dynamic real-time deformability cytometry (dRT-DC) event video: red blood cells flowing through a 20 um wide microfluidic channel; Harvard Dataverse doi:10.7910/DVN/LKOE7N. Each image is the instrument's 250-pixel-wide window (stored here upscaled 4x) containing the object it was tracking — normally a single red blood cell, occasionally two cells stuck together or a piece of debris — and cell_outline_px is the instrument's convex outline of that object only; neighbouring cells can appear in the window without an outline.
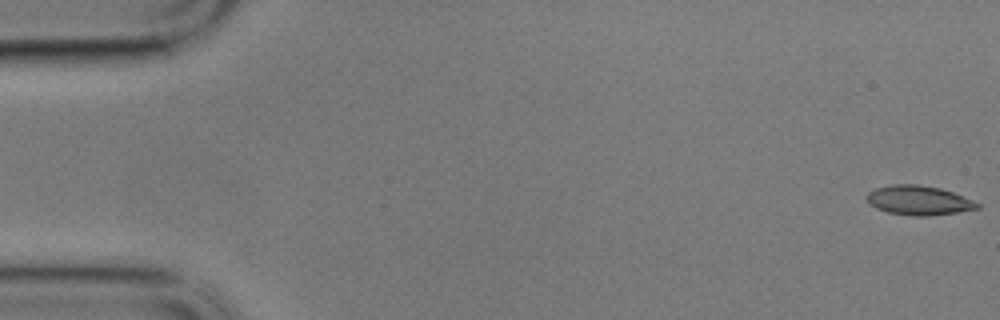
{"species": "common noctule bat (a hibernating species)", "species_latin": "Nyctalus noctula", "temperature_condition": "cold", "stored_images_in_passage": 59, "camera_frame_rate_fps": 3000, "um_per_image_px": 0.085, "animal": {"sex": "male", "body_mass_g": 17.9}, "frame": {"image": 1, "passage_image": 1, "time_ms": 0.0, "image_size_px": [1000, 320], "cell_outline_px": [[980, 208], [956, 212], [928, 216], [912, 216], [888, 212], [876, 208], [868, 204], [864, 196], [868, 192], [876, 188], [892, 184], [916, 184], [940, 188], [952, 192], [972, 200], [980, 204]], "centroid_in_image_um": [78.03, 17.03], "position_along_channel_um": 7.0, "area_um2": 18.96}}
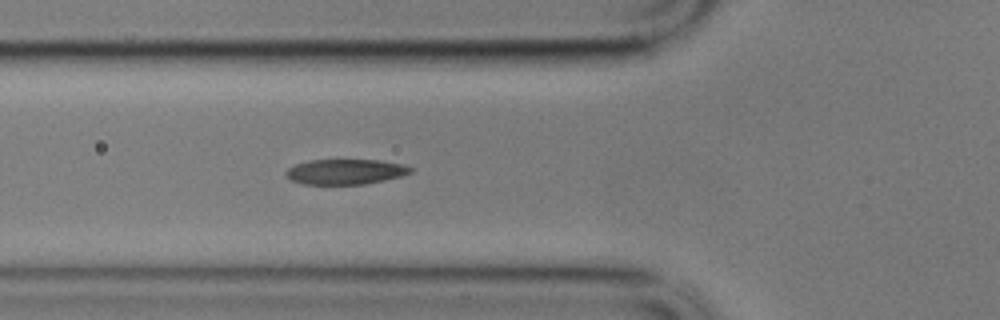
{"frame": {"image": 2, "passage_image": 21, "time_ms": 6.667, "image_size_px": [1000, 320], "cell_outline_px": [[416, 168], [412, 172], [400, 176], [384, 180], [364, 184], [304, 184], [292, 180], [284, 172], [288, 168], [296, 164], [308, 160], [380, 160], [404, 164]], "centroid_in_image_um": [29.41, 14.59], "position_along_channel_um": 96.4, "area_um2": 18.32}}
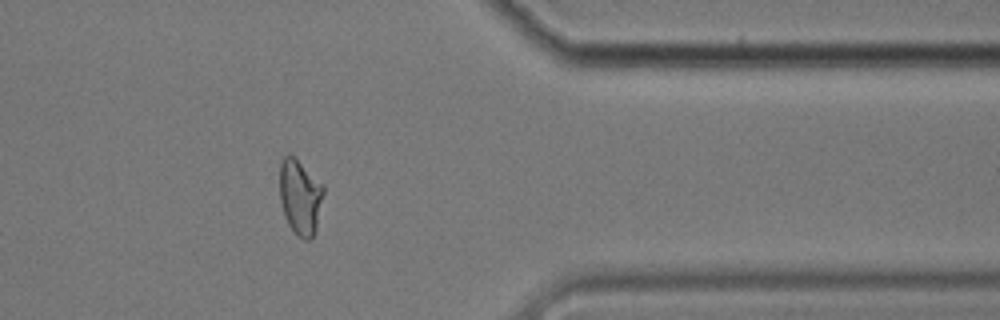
{"frame": {"image": 3, "passage_image": 48, "time_ms": 15.667, "image_size_px": [1000, 320], "cell_outline_px": [[324, 192], [316, 232], [308, 240], [304, 240], [296, 236], [288, 224], [284, 216], [280, 200], [280, 160], [288, 152], [324, 184]], "centroid_in_image_um": [25.51, 16.75], "position_along_channel_um": 385.9, "area_um2": 19.54}, "authors_computed_cell_mechanics": {"area_um2": 18.8428, "velocity_mm_per_s": 3.3895, "shape_relaxation_time_tau1_ms": 4.9292, "shape_relaxation_time_tau2_ms": 1.2979, "deformation_change_tau1": 0.1887, "deformation_change_tau2": 0.0759}}